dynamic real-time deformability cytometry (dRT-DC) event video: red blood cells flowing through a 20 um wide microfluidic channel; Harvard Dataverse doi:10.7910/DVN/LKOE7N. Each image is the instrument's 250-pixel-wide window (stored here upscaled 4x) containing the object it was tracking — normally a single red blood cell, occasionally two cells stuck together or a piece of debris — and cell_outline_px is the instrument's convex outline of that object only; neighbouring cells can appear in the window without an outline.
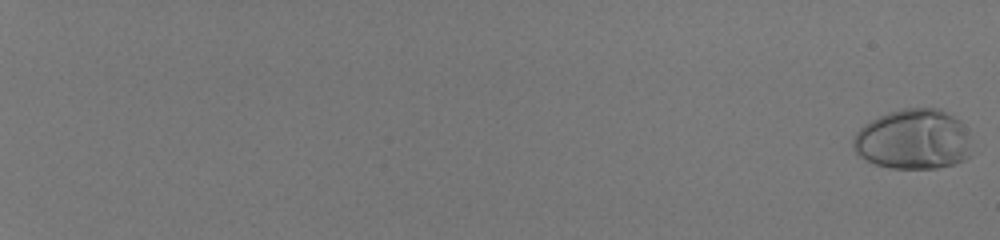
{"species": "human", "species_latin": "Homo sapiens", "temperature_condition": "room temperature", "stored_images_in_passage": 57, "camera_frame_rate_fps": 3000, "um_per_image_px": 0.085, "donor": {"sex": "male"}, "frame": {"image": 1, "passage_image": 1, "time_ms": 0.0, "image_size_px": [1000, 240], "cell_outline_px": [[972, 156], [964, 160], [952, 164], [936, 168], [892, 168], [876, 164], [860, 156], [852, 148], [852, 140], [856, 132], [864, 124], [888, 112], [904, 108], [940, 108], [960, 120], [968, 136]], "centroid_in_image_um": [77.63, 11.84], "position_along_channel_um": 7.4, "area_um2": 41.56}}
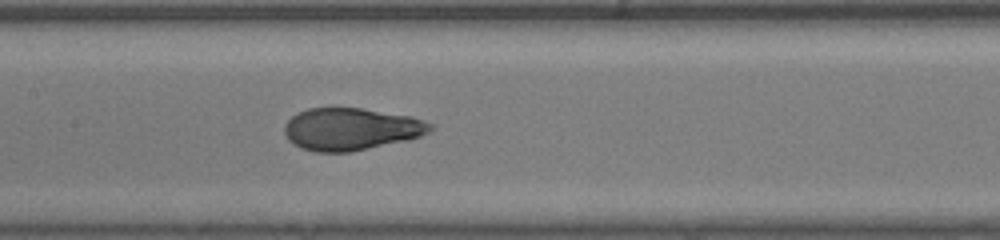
{"frame": {"image": 2, "passage_image": 35, "time_ms": 11.333, "image_size_px": [1000, 240], "cell_outline_px": [[432, 128], [428, 132], [420, 136], [408, 140], [352, 152], [316, 152], [300, 148], [288, 140], [284, 132], [284, 124], [296, 112], [308, 108], [336, 104], [408, 116], [424, 120], [432, 124]], "centroid_in_image_um": [29.76, 10.94], "position_along_channel_um": 177.6, "area_um2": 36.7}}
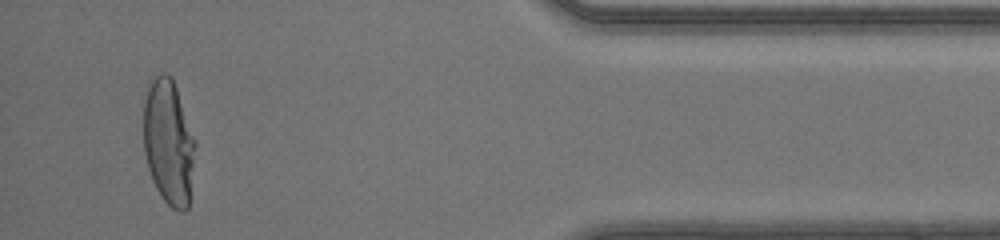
{"frame": {"image": 3, "passage_image": 55, "time_ms": 18.0, "image_size_px": [1000, 240], "cell_outline_px": [[196, 144], [188, 208], [184, 212], [180, 212], [172, 208], [164, 200], [156, 188], [152, 180], [148, 168], [144, 152], [144, 100], [148, 80], [152, 76], [160, 72], [164, 72], [172, 76], [196, 140]], "centroid_in_image_um": [14.32, 12.03], "position_along_channel_um": 420.9, "area_um2": 38.26}, "authors_computed_cell_mechanics": {"area_um2": 37.0498, "velocity_mm_per_s": 4.19, "shape_relaxation_time_tau1_ms": 4.458, "shape_relaxation_time_tau2_ms": null, "deformation_change_tau1": 0.2393, "deformation_change_tau2": null}}